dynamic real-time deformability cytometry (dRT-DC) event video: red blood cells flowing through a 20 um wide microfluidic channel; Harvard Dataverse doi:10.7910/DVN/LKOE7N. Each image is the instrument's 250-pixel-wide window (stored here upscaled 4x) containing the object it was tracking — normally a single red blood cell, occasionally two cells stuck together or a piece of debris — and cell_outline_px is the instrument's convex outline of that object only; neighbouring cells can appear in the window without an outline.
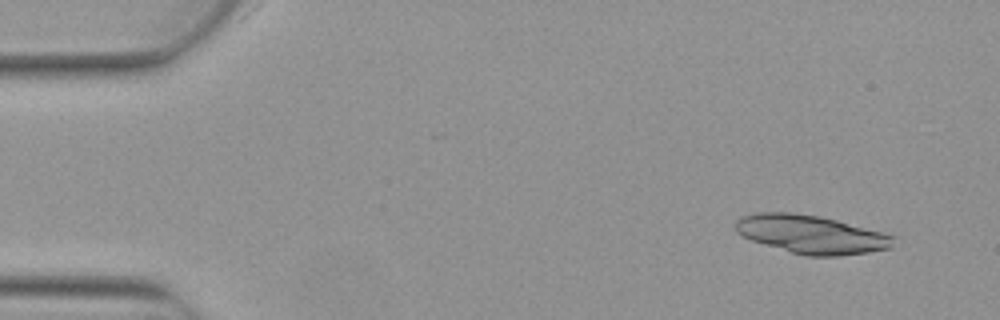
{"species": "Egyptian fruit bat (a non-hibernating species)", "species_latin": "Rousettus aegyptiacus", "temperature_condition": "warm", "stored_images_in_passage": 6, "segment_of_instrument_passage": [1, 2], "camera_frame_rate_fps": 3000, "um_per_image_px": 0.085, "animal": {"sex": "female"}, "frame": {"image": 1, "passage_image": 2, "time_ms": 0.333, "image_size_px": [1000, 320], "cell_outline_px": [[896, 236], [892, 248], [868, 252], [836, 256], [808, 256], [792, 252], [752, 240], [736, 232], [736, 220], [740, 216], [756, 212], [792, 212], [820, 216], [884, 232]], "centroid_in_image_um": [68.98, 19.91], "position_along_channel_um": 16.0, "area_um2": 35.26}}